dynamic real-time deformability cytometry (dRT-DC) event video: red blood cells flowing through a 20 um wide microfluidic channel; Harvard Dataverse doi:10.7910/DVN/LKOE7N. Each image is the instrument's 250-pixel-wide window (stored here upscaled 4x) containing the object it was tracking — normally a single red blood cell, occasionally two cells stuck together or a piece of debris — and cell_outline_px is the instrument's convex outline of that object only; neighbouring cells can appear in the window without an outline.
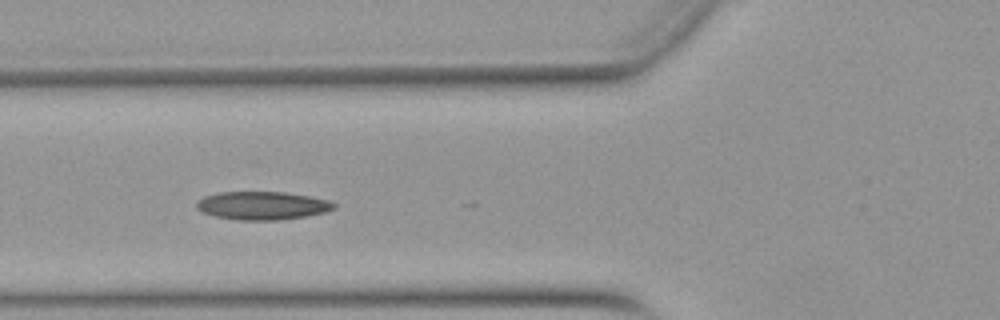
{"species": "Egyptian fruit bat (a non-hibernating species)", "species_latin": "Rousettus aegyptiacus", "temperature_condition": "warm", "stored_images_in_passage": 17, "camera_frame_rate_fps": 3000, "um_per_image_px": 0.085, "animal": {"sex": "female"}, "frame": {"image": 1, "passage_image": 8, "time_ms": 2.333, "image_size_px": [1000, 320], "cell_outline_px": [[336, 208], [324, 212], [304, 216], [280, 220], [236, 220], [216, 216], [204, 212], [196, 208], [196, 200], [204, 196], [220, 192], [284, 192], [308, 196], [328, 200], [336, 204]], "centroid_in_image_um": [22.28, 17.47], "position_along_channel_um": 103.5, "area_um2": 22.48}}
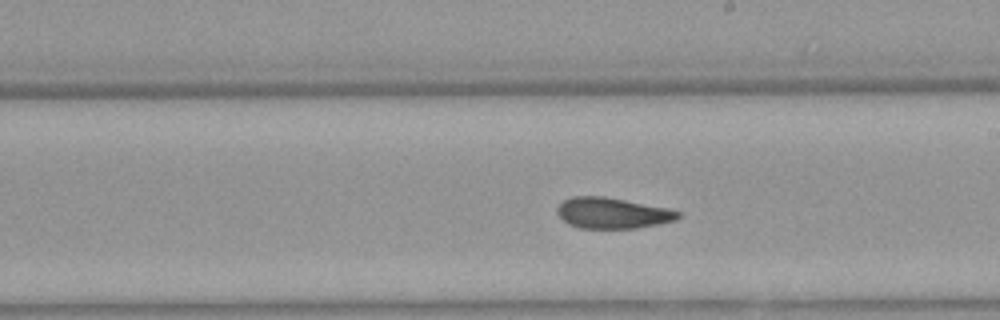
{"frame": {"image": 2, "passage_image": 15, "time_ms": 4.667, "image_size_px": [1000, 320], "cell_outline_px": [[680, 216], [676, 220], [660, 224], [636, 228], [580, 228], [568, 224], [556, 212], [556, 208], [564, 200], [572, 196], [604, 196], [668, 208], [680, 212]], "centroid_in_image_um": [52.05, 18.11], "position_along_channel_um": 236.9, "area_um2": 21.73}}